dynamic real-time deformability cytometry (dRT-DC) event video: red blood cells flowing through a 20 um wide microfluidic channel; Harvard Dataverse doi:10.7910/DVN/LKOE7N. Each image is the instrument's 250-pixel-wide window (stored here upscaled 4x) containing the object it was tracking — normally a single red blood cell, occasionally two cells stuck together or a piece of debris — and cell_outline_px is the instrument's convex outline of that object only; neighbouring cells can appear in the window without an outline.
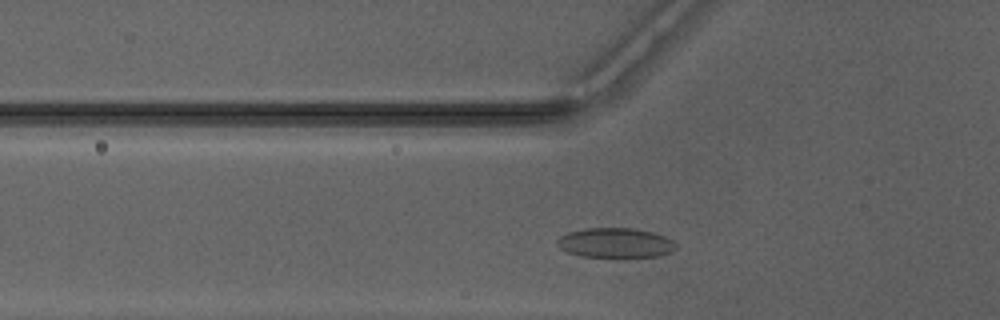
{"species": "Egyptian fruit bat (a non-hibernating species)", "species_latin": "Rousettus aegyptiacus", "temperature_condition": "warm", "stored_images_in_passage": 30, "camera_frame_rate_fps": 3000, "um_per_image_px": 0.085, "animal": {"sex": "male"}, "frame": {"image": 1, "passage_image": 6, "time_ms": 1.667, "image_size_px": [1000, 320], "cell_outline_px": [[676, 248], [672, 252], [660, 256], [580, 256], [568, 252], [560, 248], [556, 244], [556, 240], [560, 236], [568, 232], [588, 228], [632, 228], [652, 232], [664, 236], [672, 240], [676, 244]], "centroid_in_image_um": [52.3, 20.63], "position_along_channel_um": 73.5, "area_um2": 20.4}}
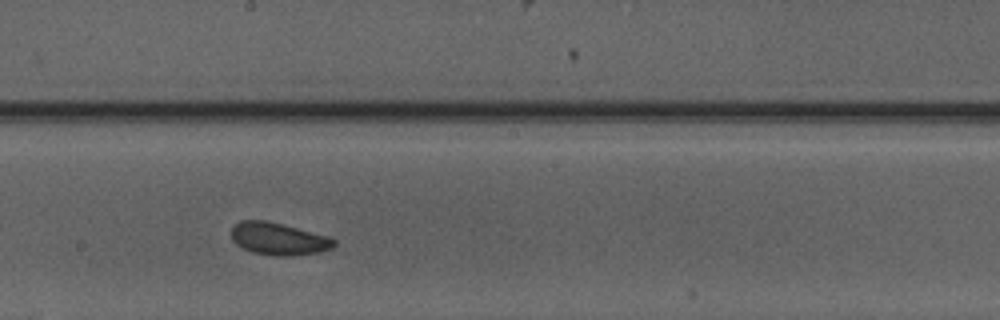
{"frame": {"image": 2, "passage_image": 17, "time_ms": 5.333, "image_size_px": [1000, 320], "cell_outline_px": [[336, 244], [332, 248], [316, 252], [288, 256], [276, 256], [252, 252], [236, 244], [232, 240], [232, 228], [240, 220], [268, 220], [284, 224], [328, 236], [336, 240]], "centroid_in_image_um": [23.67, 20.28], "position_along_channel_um": 224.5, "area_um2": 19.31}}
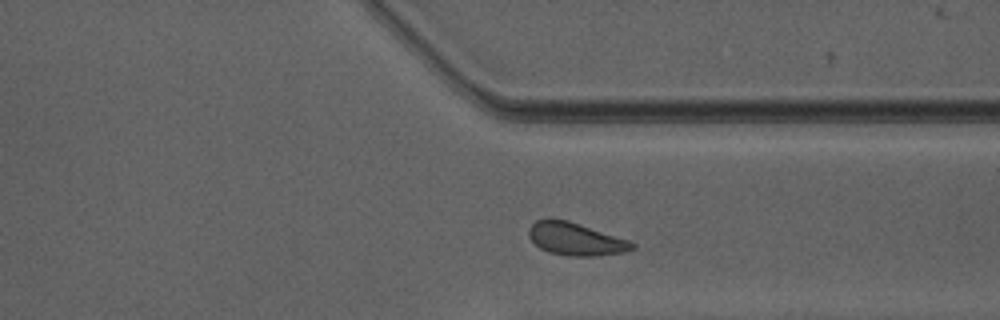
{"frame": {"image": 3, "passage_image": 27, "time_ms": 8.667, "image_size_px": [1000, 320], "cell_outline_px": [[636, 248], [624, 252], [596, 256], [568, 256], [548, 252], [540, 248], [528, 236], [528, 228], [536, 220], [548, 216], [552, 216], [568, 220], [628, 240], [636, 244]], "centroid_in_image_um": [48.88, 20.29], "position_along_channel_um": 362.5, "area_um2": 20.0}, "authors_computed_cell_mechanics": {"area_um2": 19.7098, "velocity_mm_per_s": 4.1265, "shape_relaxation_time_tau1_ms": 1.5485, "shape_relaxation_time_tau2_ms": 4.0146, "deformation_change_tau1": 0.0561, "deformation_change_tau2": 0.0949}}